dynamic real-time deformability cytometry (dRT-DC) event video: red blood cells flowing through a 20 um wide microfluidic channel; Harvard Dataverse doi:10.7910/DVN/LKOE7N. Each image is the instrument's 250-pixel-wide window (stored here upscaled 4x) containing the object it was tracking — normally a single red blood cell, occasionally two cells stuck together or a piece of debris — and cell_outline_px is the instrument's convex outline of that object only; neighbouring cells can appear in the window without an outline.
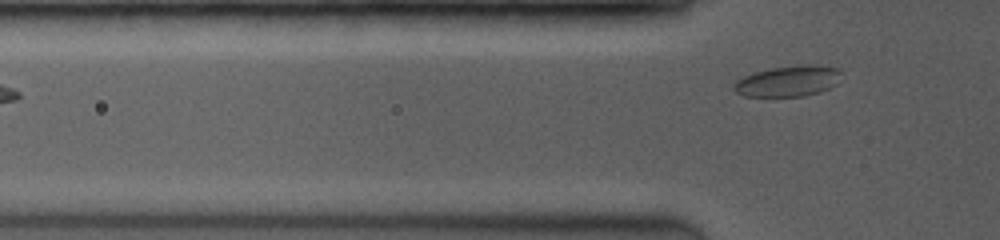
{"species": "common noctule bat (a hibernating species)", "species_latin": "Nyctalus noctula", "temperature_condition": "room temperature", "stored_images_in_passage": 5, "segment_of_instrument_passage": [2, 2], "camera_frame_rate_fps": 3500, "um_per_image_px": 0.085, "animal": {"sex": "female", "body_mass_g": 19.0, "forearm_length_mm": 53.3}, "frame": {"image": 1, "passage_image": 5, "time_ms": 3.429, "image_size_px": [1000, 240], "cell_outline_px": [[840, 72], [836, 84], [820, 92], [804, 96], [744, 96], [736, 92], [732, 88], [732, 84], [736, 80], [744, 76], [756, 72], [772, 68], [804, 64], [816, 64], [836, 68]], "centroid_in_image_um": [66.95, 6.89], "position_along_channel_um": 58.8, "area_um2": 19.19}}